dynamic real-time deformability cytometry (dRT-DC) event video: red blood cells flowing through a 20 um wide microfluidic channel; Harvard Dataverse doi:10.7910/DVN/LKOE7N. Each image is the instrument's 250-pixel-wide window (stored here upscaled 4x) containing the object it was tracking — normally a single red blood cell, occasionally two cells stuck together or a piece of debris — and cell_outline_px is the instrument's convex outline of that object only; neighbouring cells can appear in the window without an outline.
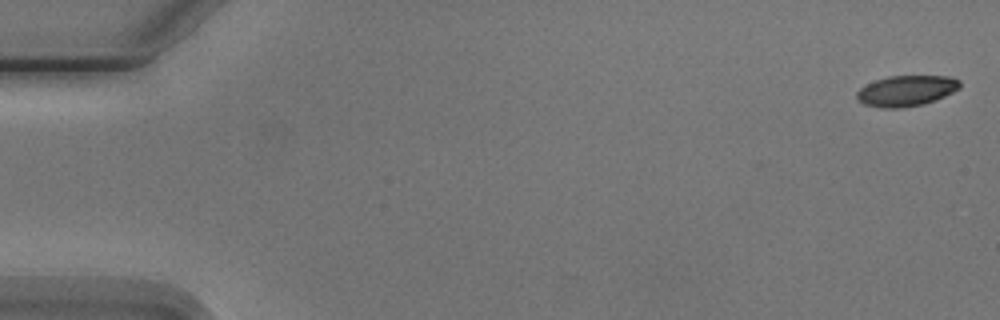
{"species": "Egyptian fruit bat (a non-hibernating species)", "species_latin": "Rousettus aegyptiacus", "temperature_condition": "cold", "stored_images_in_passage": 4, "camera_frame_rate_fps": 3000, "um_per_image_px": 0.085, "animal": {"sex": "male"}, "frame": {"image": 1, "passage_image": 1, "time_ms": 0.0, "image_size_px": [1000, 320], "cell_outline_px": [[960, 88], [936, 100], [920, 104], [900, 108], [884, 108], [864, 104], [856, 96], [856, 92], [860, 88], [876, 80], [888, 76], [948, 76], [960, 80]], "centroid_in_image_um": [77.04, 7.71], "position_along_channel_um": 8.0, "area_um2": 18.21}}